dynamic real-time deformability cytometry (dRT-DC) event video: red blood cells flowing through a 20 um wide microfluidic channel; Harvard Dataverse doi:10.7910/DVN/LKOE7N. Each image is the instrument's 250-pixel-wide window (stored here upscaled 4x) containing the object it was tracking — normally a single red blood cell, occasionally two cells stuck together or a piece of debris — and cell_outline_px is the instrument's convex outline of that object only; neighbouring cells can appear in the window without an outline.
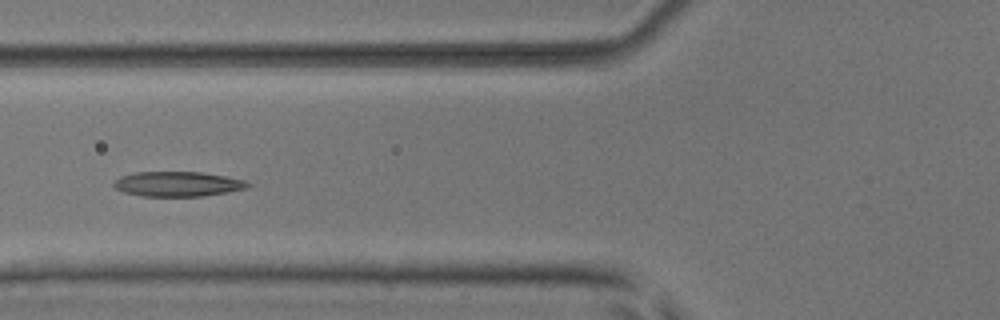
{"species": "common noctule bat (a hibernating species)", "species_latin": "Nyctalus noctula", "temperature_condition": "room temperature", "stored_images_in_passage": 6, "camera_frame_rate_fps": 3000, "um_per_image_px": 0.085, "animal": {"sex": "male", "body_mass_g": 17.9, "forearm_length_mm": 54.2}, "frame": {"image": 1, "passage_image": 5, "time_ms": 4.667, "image_size_px": [1000, 320], "cell_outline_px": [[252, 184], [244, 188], [228, 192], [200, 196], [140, 196], [124, 192], [116, 188], [112, 184], [120, 176], [136, 172], [200, 172], [228, 176], [244, 180]], "centroid_in_image_um": [15.1, 15.63], "position_along_channel_um": 110.7, "area_um2": 19.36}}
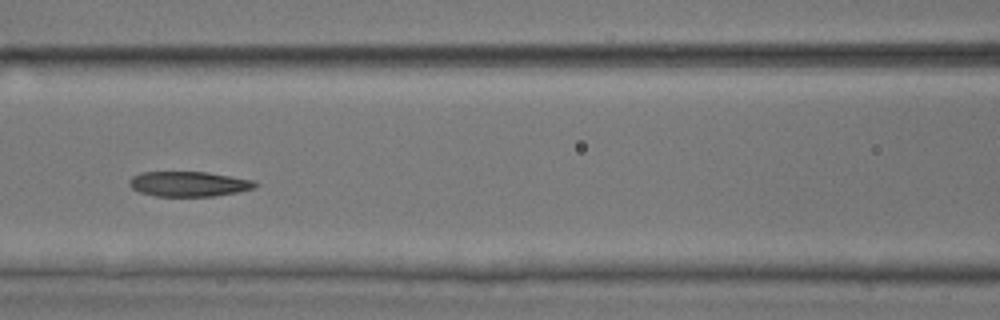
{"frame": {"image": 2, "passage_image": 6, "time_ms": 5.667, "image_size_px": [1000, 320], "cell_outline_px": [[260, 184], [256, 188], [240, 192], [216, 196], [156, 196], [140, 192], [132, 188], [128, 184], [128, 180], [132, 176], [140, 172], [204, 172], [252, 180]], "centroid_in_image_um": [16.05, 15.64], "position_along_channel_um": 150.6, "area_um2": 18.44}}